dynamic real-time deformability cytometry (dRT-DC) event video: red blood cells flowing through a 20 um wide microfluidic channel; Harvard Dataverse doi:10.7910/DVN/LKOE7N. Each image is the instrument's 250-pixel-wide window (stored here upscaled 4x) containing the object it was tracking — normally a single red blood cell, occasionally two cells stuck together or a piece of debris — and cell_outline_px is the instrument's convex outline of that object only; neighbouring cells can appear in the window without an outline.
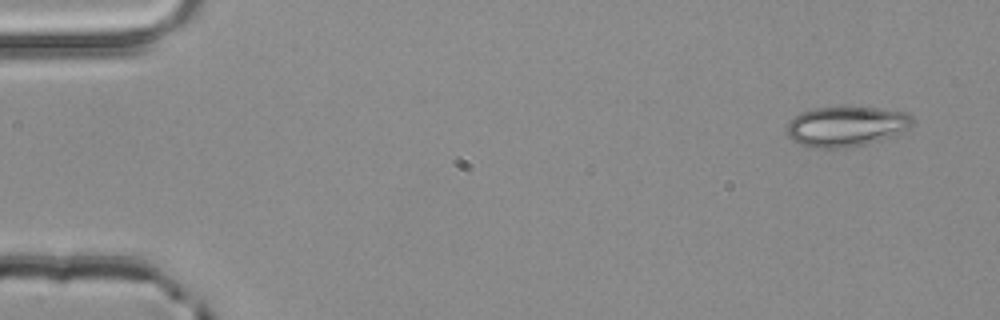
{"species": "common noctule bat (a hibernating species)", "species_latin": "Nyctalus noctula", "temperature_condition": "room temperature", "stored_images_in_passage": 4, "camera_frame_rate_fps": 3000, "um_per_image_px": 0.085, "animal": {"sex": "male", "body_mass_g": 20.4}, "frame": {"image": 1, "passage_image": 1, "time_ms": 0.0, "image_size_px": [1000, 320], "cell_outline_px": [[916, 120], [908, 128], [888, 136], [864, 144], [848, 148], [812, 148], [800, 144], [792, 140], [788, 136], [788, 124], [800, 112], [816, 108], [876, 108], [908, 112]], "centroid_in_image_um": [71.92, 10.75], "position_along_channel_um": 13.1, "area_um2": 28.84}}